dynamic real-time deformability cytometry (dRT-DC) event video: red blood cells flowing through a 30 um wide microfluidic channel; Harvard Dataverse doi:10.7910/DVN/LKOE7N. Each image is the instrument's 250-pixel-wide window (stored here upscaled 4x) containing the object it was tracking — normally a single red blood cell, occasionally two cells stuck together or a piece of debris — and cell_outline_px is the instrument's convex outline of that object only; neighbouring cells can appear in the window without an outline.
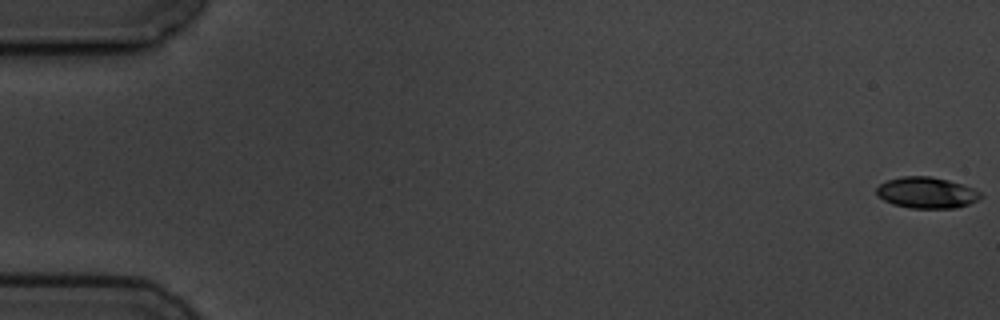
{"species": "common noctule bat (a hibernating species)", "species_latin": "Nyctalus noctula", "temperature_condition": "cold", "stored_images_in_passage": 6, "camera_frame_rate_fps": 3000, "um_per_image_px": 0.085, "animal": {"sex": "male", "body_mass_g": 19.5, "forearm_length_mm": 54.6}, "frame": {"image": 1, "passage_image": 1, "time_ms": 0.0, "image_size_px": [1000, 320], "cell_outline_px": [[984, 196], [968, 204], [956, 208], [912, 208], [892, 204], [876, 196], [876, 188], [880, 184], [888, 180], [900, 176], [928, 176], [948, 180], [972, 188], [980, 192]], "centroid_in_image_um": [78.73, 16.38], "position_along_channel_um": 6.3, "area_um2": 18.84}}
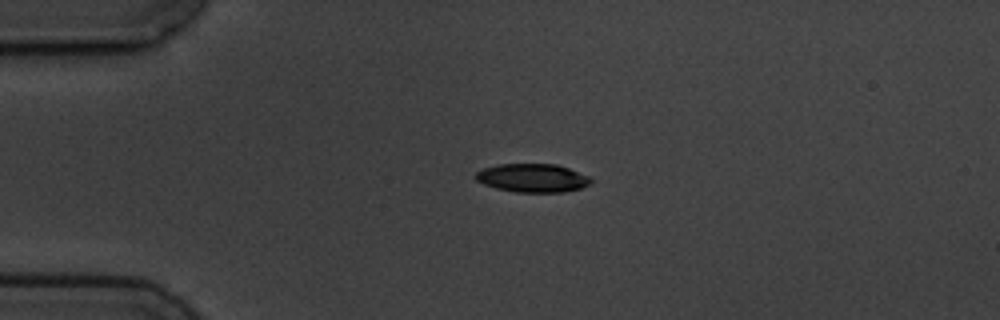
{"frame": {"image": 2, "passage_image": 4, "time_ms": 4.333, "image_size_px": [1000, 320], "cell_outline_px": [[592, 184], [580, 188], [564, 192], [516, 192], [496, 188], [484, 184], [476, 180], [472, 176], [476, 172], [484, 168], [500, 164], [556, 164], [592, 176]], "centroid_in_image_um": [45.29, 15.13], "position_along_channel_um": 39.7, "area_um2": 19.31}}
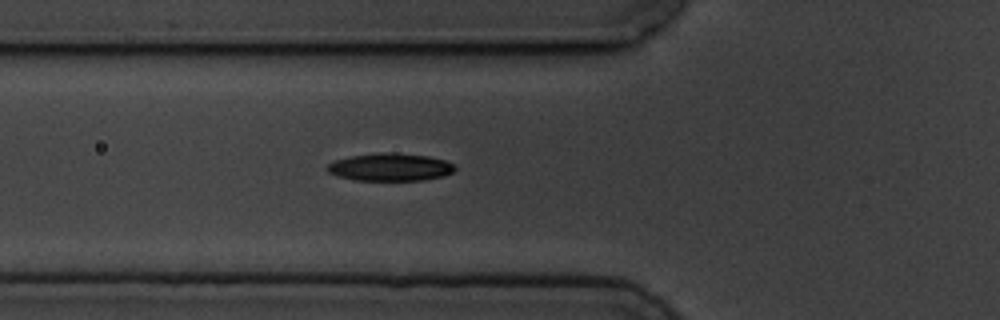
{"frame": {"image": 3, "passage_image": 6, "time_ms": 6.667, "image_size_px": [1000, 320], "cell_outline_px": [[456, 168], [452, 172], [444, 176], [424, 180], [356, 180], [336, 176], [328, 172], [324, 168], [328, 164], [336, 160], [352, 156], [384, 152], [388, 152], [428, 156], [444, 160], [452, 164]], "centroid_in_image_um": [33.14, 14.21], "position_along_channel_um": 92.7, "area_um2": 20.46}}